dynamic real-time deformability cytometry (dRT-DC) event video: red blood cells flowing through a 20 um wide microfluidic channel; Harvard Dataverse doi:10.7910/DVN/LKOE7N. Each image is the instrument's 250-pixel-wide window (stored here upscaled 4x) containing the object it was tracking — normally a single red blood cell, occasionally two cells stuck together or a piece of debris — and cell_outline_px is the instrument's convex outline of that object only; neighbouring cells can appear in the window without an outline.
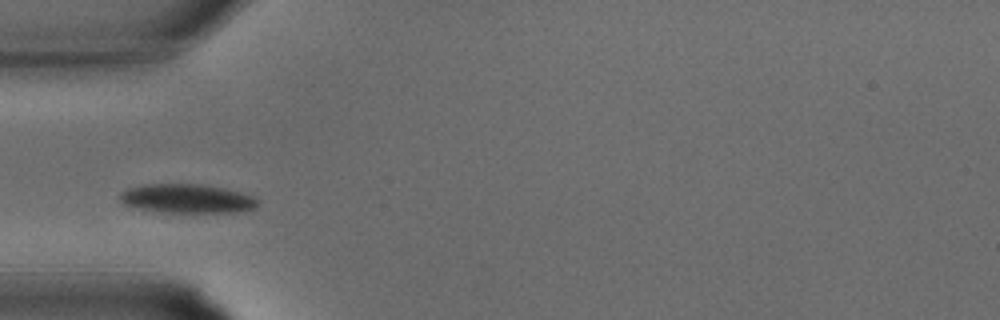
{"species": "common noctule bat (a hibernating species)", "species_latin": "Nyctalus noctula", "temperature_condition": "warm", "stored_images_in_passage": 30, "camera_frame_rate_fps": 3000, "um_per_image_px": 0.085, "animal": {"sex": "male", "body_mass_g": 15.6}, "frame": {"image": 1, "passage_image": 7, "time_ms": 2.0, "image_size_px": [1000, 320], "cell_outline_px": [[260, 200], [256, 208], [236, 212], [160, 212], [140, 208], [128, 204], [120, 200], [120, 192], [128, 188], [144, 184], [204, 184], [224, 188], [240, 192], [252, 196]], "centroid_in_image_um": [15.94, 16.87], "position_along_channel_um": 69.1, "area_um2": 23.18}}
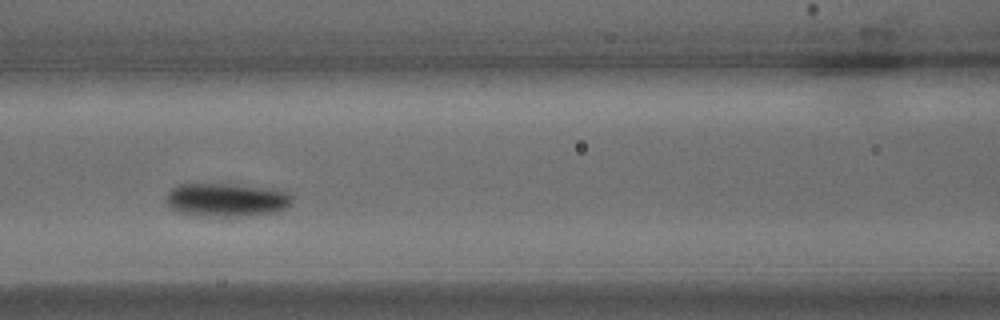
{"frame": {"image": 2, "passage_image": 11, "time_ms": 3.333, "image_size_px": [1000, 320], "cell_outline_px": [[292, 200], [284, 208], [272, 212], [248, 216], [200, 216], [180, 212], [172, 208], [168, 204], [168, 192], [172, 188], [180, 184], [236, 184], [288, 192], [292, 196]], "centroid_in_image_um": [19.23, 16.99], "position_along_channel_um": 147.4, "area_um2": 24.1}}
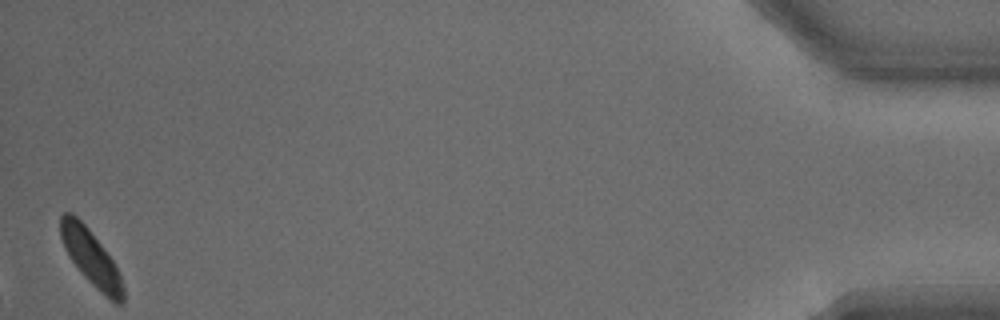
{"frame": {"image": 3, "passage_image": 30, "time_ms": 9.667, "image_size_px": [1000, 320], "cell_outline_px": [[124, 300], [120, 304], [116, 304], [104, 296], [80, 272], [72, 260], [60, 236], [60, 216], [64, 212], [72, 212], [88, 228], [112, 260], [120, 276], [124, 288]], "centroid_in_image_um": [7.74, 21.91], "position_along_channel_um": 427.5, "area_um2": 19.83}}